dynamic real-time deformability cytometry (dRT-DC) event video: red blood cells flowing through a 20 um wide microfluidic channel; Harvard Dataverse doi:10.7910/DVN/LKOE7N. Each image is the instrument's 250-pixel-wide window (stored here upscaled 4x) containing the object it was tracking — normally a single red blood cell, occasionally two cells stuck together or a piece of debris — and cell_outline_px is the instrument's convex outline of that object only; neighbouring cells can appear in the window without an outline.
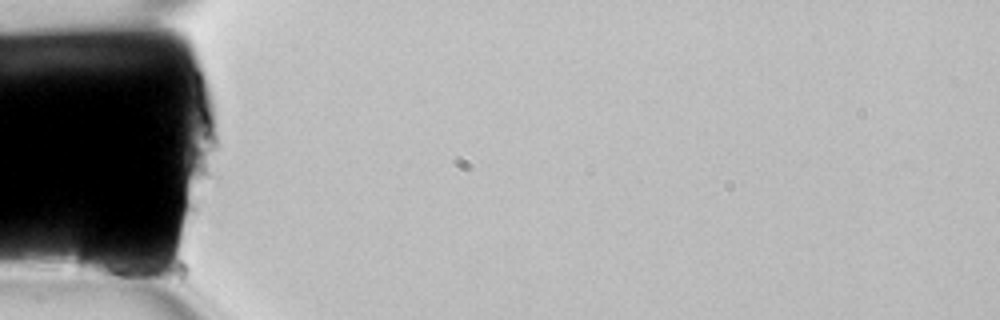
{"species": "common noctule bat (a hibernating species)", "species_latin": "Nyctalus noctula", "temperature_condition": "room temperature", "stored_images_in_passage": 5, "camera_frame_rate_fps": 3000, "um_per_image_px": 0.085, "animal": {"sex": "female", "body_mass_g": 22.7, "forearm_length_mm": 54.2}, "frame": {"image": 1, "passage_image": 1, "time_ms": 0.0, "image_size_px": [1000, 320], "cell_outline_px": [[148, 272], [144, 284], [140, 284], [80, 272], [76, 264], [76, 256], [84, 232], [88, 224], [96, 224], [148, 264]], "centroid_in_image_um": [9.26, 21.89], "position_along_channel_um": 75.7, "area_um2": 19.19}}